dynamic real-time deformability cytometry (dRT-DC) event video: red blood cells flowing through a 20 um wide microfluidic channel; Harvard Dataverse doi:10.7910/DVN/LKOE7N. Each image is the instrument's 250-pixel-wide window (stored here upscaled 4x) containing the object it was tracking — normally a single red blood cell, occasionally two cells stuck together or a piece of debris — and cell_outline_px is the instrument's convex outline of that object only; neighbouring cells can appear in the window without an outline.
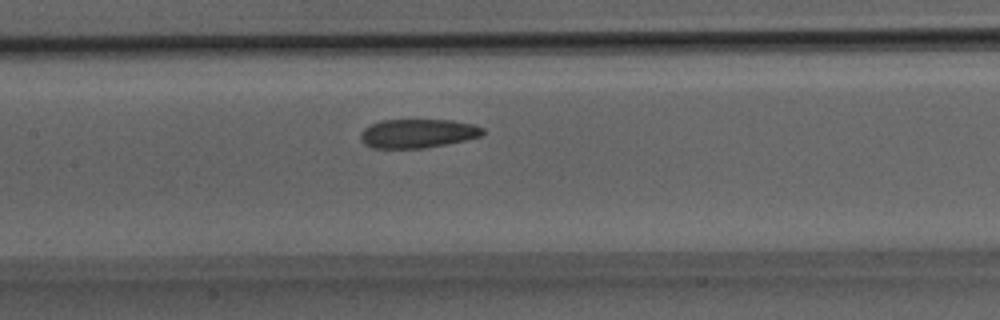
{"species": "Egyptian fruit bat (a non-hibernating species)", "species_latin": "Rousettus aegyptiacus", "temperature_condition": "room temperature", "stored_images_in_passage": 14, "camera_frame_rate_fps": 3000, "um_per_image_px": 0.085, "animal": {"sex": "male"}, "frame": {"image": 1, "passage_image": 8, "time_ms": 2.333, "image_size_px": [1000, 320], "cell_outline_px": [[488, 132], [484, 136], [448, 144], [424, 148], [372, 148], [364, 144], [360, 140], [360, 132], [368, 124], [380, 120], [452, 120], [476, 124], [484, 128]], "centroid_in_image_um": [35.55, 11.34], "position_along_channel_um": 171.9, "area_um2": 21.15}}